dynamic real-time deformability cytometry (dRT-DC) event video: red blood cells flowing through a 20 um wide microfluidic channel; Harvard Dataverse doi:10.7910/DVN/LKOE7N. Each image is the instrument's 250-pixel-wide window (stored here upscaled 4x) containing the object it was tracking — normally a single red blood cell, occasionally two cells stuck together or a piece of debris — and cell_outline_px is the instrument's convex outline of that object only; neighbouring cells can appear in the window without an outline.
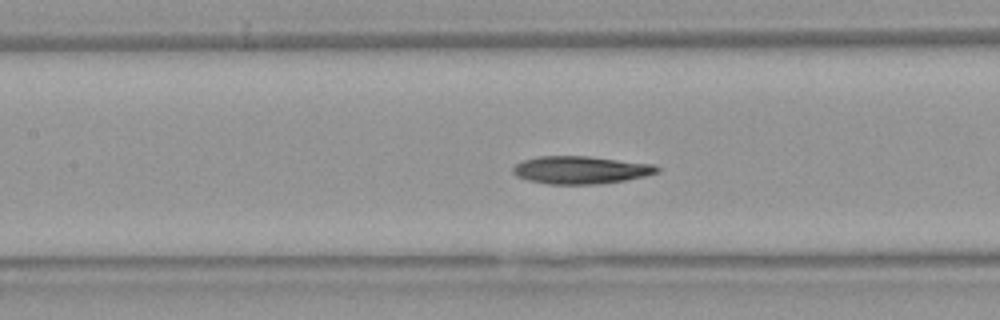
{"species": "Egyptian fruit bat (a non-hibernating species)", "species_latin": "Rousettus aegyptiacus", "temperature_condition": "warm", "stored_images_in_passage": 51, "camera_frame_rate_fps": 3000, "um_per_image_px": 0.085, "animal": {"sex": "female"}, "frame": {"image": 1, "passage_image": 22, "time_ms": 7.0, "image_size_px": [1000, 320], "cell_outline_px": [[660, 172], [644, 176], [624, 180], [600, 184], [548, 184], [528, 180], [516, 176], [512, 172], [512, 168], [516, 164], [524, 160], [536, 156], [588, 156], [656, 164], [660, 168]], "centroid_in_image_um": [49.37, 14.44], "position_along_channel_um": 158.0, "area_um2": 23.41}, "authors_computed_cell_mechanics": {"area_um2": 22.831, "velocity_mm_per_s": 3.9801, "shape_relaxation_time_tau1_ms": 7.2546, "shape_relaxation_time_tau2_ms": 8.9189, "deformation_change_tau1": 0.2232, "deformation_change_tau2": 0.1685}}